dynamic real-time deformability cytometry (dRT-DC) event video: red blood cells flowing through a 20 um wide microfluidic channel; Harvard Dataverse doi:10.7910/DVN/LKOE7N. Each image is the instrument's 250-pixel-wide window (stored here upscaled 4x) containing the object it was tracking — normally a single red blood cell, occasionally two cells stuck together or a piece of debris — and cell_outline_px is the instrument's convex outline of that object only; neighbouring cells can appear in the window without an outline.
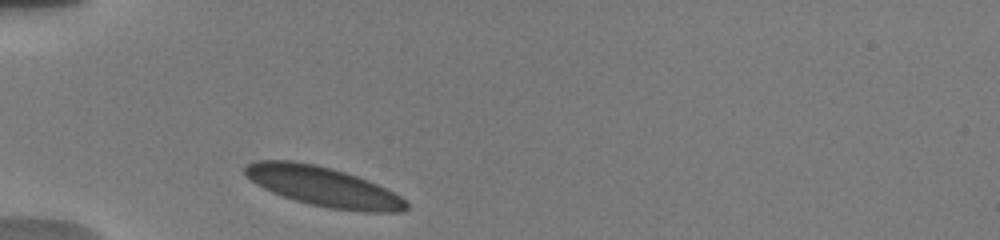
{"species": "human", "species_latin": "Homo sapiens", "temperature_condition": "warm", "stored_images_in_passage": 1, "camera_frame_rate_fps": 3000, "um_per_image_px": 0.085, "donor": {"sex": "male"}, "frame": {"image": 1, "passage_image": 1, "time_ms": 0.0, "image_size_px": [1000, 240], "cell_outline_px": [[408, 208], [400, 212], [364, 212], [328, 208], [296, 200], [272, 192], [256, 184], [244, 172], [244, 168], [248, 164], [256, 160], [292, 160], [316, 164], [332, 168], [368, 180], [400, 196], [408, 204]], "centroid_in_image_um": [27.48, 15.85], "position_along_channel_um": 57.5, "area_um2": 36.88}}